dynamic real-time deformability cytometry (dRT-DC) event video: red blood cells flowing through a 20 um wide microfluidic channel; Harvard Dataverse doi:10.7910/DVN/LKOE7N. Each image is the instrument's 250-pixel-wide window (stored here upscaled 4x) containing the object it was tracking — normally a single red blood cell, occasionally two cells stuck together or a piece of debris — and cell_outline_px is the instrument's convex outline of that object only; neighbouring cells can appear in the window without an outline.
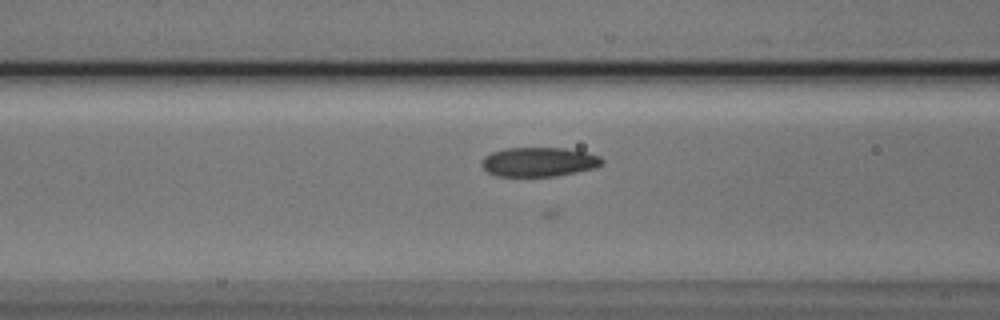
{"species": "Egyptian fruit bat (a non-hibernating species)", "species_latin": "Rousettus aegyptiacus", "temperature_condition": "cold", "stored_images_in_passage": 37, "camera_frame_rate_fps": 3000, "um_per_image_px": 0.085, "animal": {"sex": "male"}, "frame": {"image": 1, "passage_image": 7, "time_ms": 2.0, "image_size_px": [1000, 320], "cell_outline_px": [[604, 164], [596, 168], [556, 176], [496, 176], [488, 172], [480, 164], [480, 160], [484, 156], [492, 152], [504, 148], [564, 148], [588, 152], [600, 156], [604, 160]], "centroid_in_image_um": [45.82, 13.76], "position_along_channel_um": 120.8, "area_um2": 20.81}}
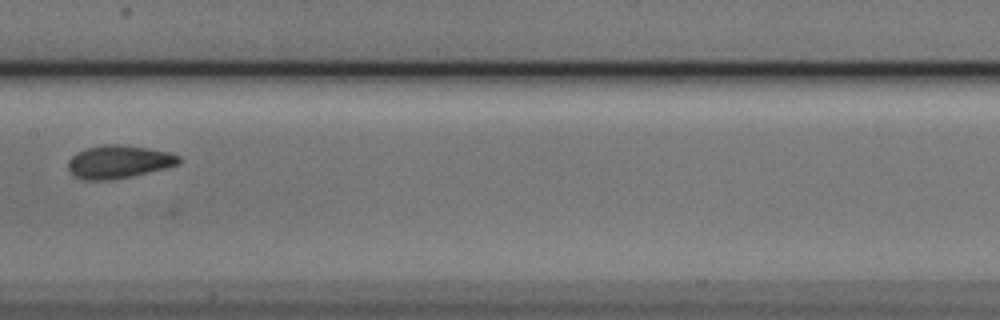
{"frame": {"image": 2, "passage_image": 13, "time_ms": 4.0, "image_size_px": [1000, 320], "cell_outline_px": [[180, 164], [132, 176], [112, 180], [84, 180], [76, 176], [68, 168], [68, 160], [76, 152], [84, 148], [104, 144], [120, 144], [148, 148], [168, 152], [180, 156]], "centroid_in_image_um": [10.07, 13.74], "position_along_channel_um": 197.3, "area_um2": 21.33}}
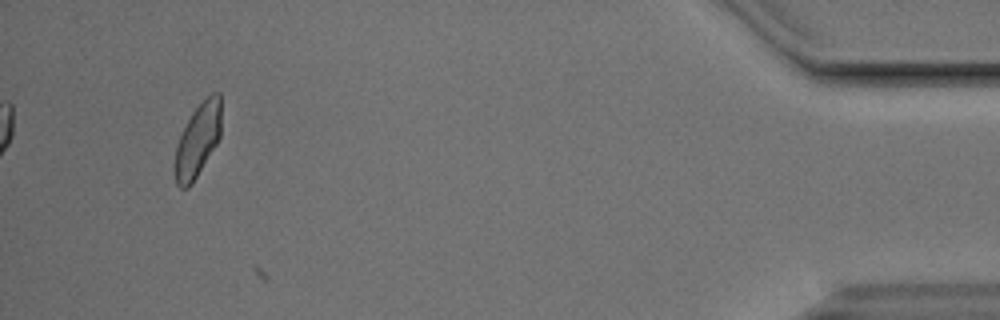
{"frame": {"image": 3, "passage_image": 36, "time_ms": 11.667, "image_size_px": [1000, 320], "cell_outline_px": [[220, 136], [216, 144], [192, 184], [188, 188], [180, 188], [176, 184], [172, 172], [172, 168], [176, 148], [180, 136], [192, 112], [212, 92], [220, 92]], "centroid_in_image_um": [16.76, 11.98], "position_along_channel_um": 418.4, "area_um2": 19.77}}